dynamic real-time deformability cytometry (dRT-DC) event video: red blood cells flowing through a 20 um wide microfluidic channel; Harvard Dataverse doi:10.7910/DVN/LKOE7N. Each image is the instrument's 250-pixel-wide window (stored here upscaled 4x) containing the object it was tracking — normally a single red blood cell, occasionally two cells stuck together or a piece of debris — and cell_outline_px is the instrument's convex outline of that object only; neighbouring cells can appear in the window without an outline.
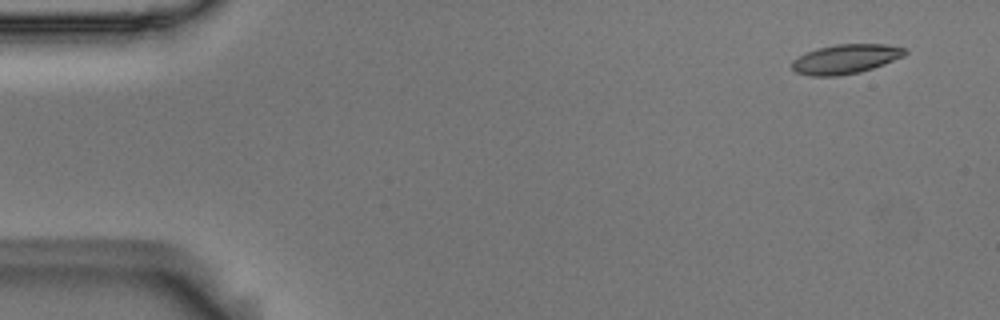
{"species": "Egyptian fruit bat (a non-hibernating species)", "species_latin": "Rousettus aegyptiacus", "temperature_condition": "room temperature", "stored_images_in_passage": 5, "camera_frame_rate_fps": 3000, "um_per_image_px": 0.085, "animal": {"sex": "male"}, "frame": {"image": 1, "passage_image": 1, "time_ms": 0.0, "image_size_px": [1000, 320], "cell_outline_px": [[908, 52], [904, 56], [884, 64], [860, 72], [836, 76], [808, 76], [796, 72], [792, 68], [792, 60], [816, 48], [836, 44], [888, 44], [908, 48]], "centroid_in_image_um": [71.91, 5.01], "position_along_channel_um": 13.1, "area_um2": 19.48}}
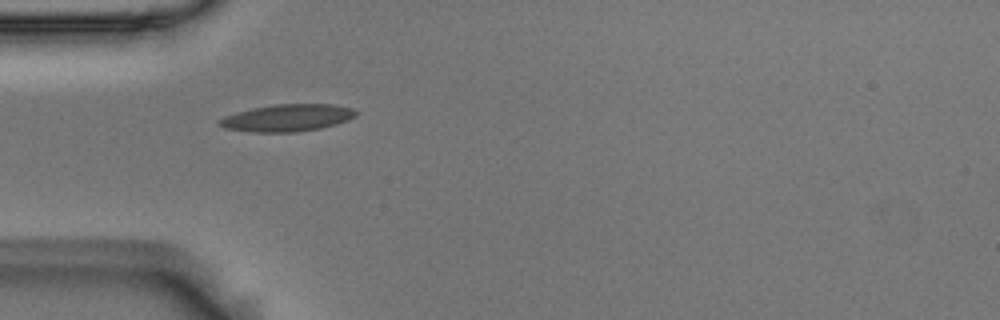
{"frame": {"image": 2, "passage_image": 4, "time_ms": 1.0, "image_size_px": [1000, 320], "cell_outline_px": [[360, 112], [356, 116], [348, 120], [336, 124], [320, 128], [296, 132], [252, 132], [224, 128], [216, 120], [224, 116], [236, 112], [252, 108], [276, 104], [332, 104], [352, 108]], "centroid_in_image_um": [24.43, 10.01], "position_along_channel_um": 60.6, "area_um2": 21.68}}
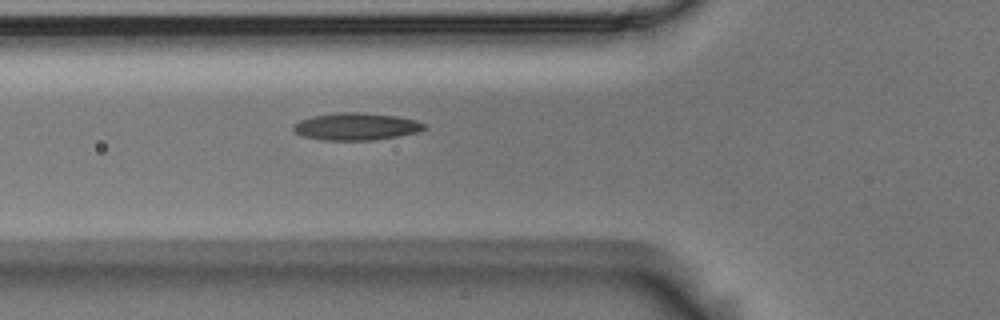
{"frame": {"image": 3, "passage_image": 5, "time_ms": 1.333, "image_size_px": [1000, 320], "cell_outline_px": [[428, 128], [416, 132], [396, 136], [372, 140], [320, 140], [304, 136], [296, 132], [292, 128], [292, 124], [300, 120], [312, 116], [336, 112], [360, 112], [396, 116], [416, 120], [424, 124]], "centroid_in_image_um": [30.24, 10.74], "position_along_channel_um": 95.6, "area_um2": 20.75}}